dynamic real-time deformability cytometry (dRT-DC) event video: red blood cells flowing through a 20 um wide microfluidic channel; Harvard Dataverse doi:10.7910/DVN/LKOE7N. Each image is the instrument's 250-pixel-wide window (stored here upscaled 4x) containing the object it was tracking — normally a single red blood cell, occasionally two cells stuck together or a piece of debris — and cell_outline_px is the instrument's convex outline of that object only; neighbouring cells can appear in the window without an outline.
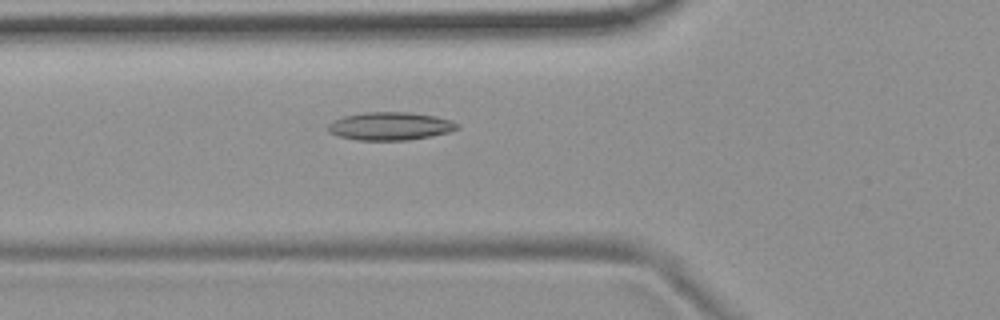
{"species": "common noctule bat (a hibernating species)", "species_latin": "Nyctalus noctula", "temperature_condition": "room temperature", "stored_images_in_passage": 55, "camera_frame_rate_fps": 3000, "um_per_image_px": 0.085, "animal": {"sex": "female", "body_mass_g": 19.9}, "frame": {"image": 1, "passage_image": 20, "time_ms": 6.333, "image_size_px": [1000, 320], "cell_outline_px": [[460, 128], [448, 132], [408, 140], [356, 140], [340, 136], [328, 132], [328, 124], [332, 120], [344, 116], [364, 112], [408, 112], [436, 116], [452, 120], [460, 124]], "centroid_in_image_um": [33.17, 10.71], "position_along_channel_um": 92.6, "area_um2": 21.15}}
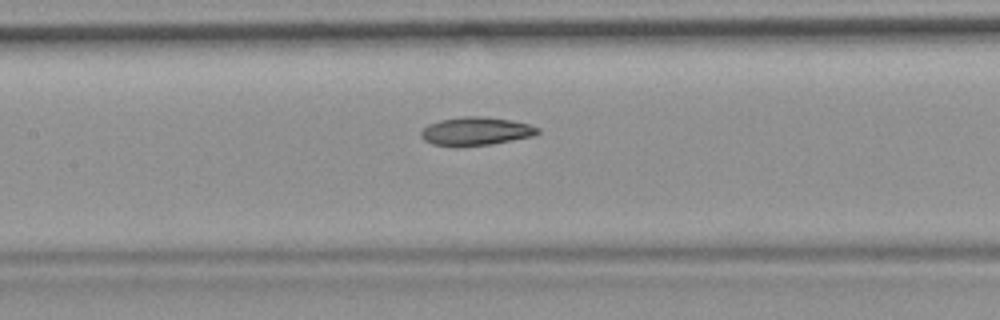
{"frame": {"image": 2, "passage_image": 26, "time_ms": 8.333, "image_size_px": [1000, 320], "cell_outline_px": [[540, 132], [532, 136], [492, 144], [432, 144], [424, 140], [420, 136], [420, 132], [428, 124], [440, 120], [460, 116], [484, 116], [512, 120], [528, 124], [540, 128]], "centroid_in_image_um": [40.47, 11.11], "position_along_channel_um": 166.9, "area_um2": 18.79}}
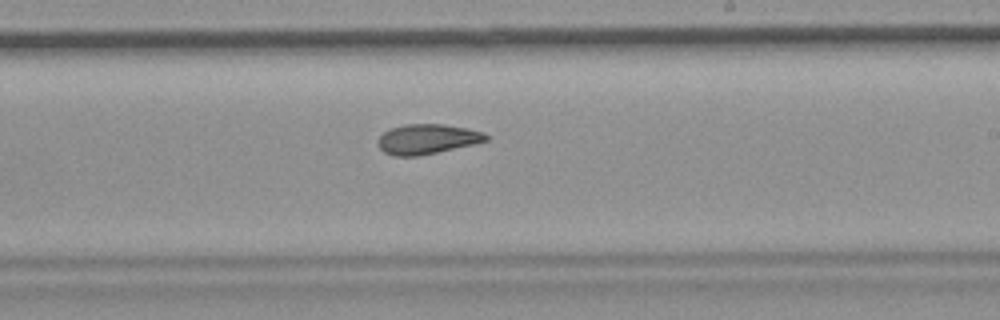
{"frame": {"image": 3, "passage_image": 33, "time_ms": 10.667, "image_size_px": [1000, 320], "cell_outline_px": [[488, 140], [472, 144], [436, 152], [416, 156], [392, 156], [384, 152], [376, 144], [380, 136], [384, 132], [392, 128], [404, 124], [444, 124], [468, 128], [484, 132], [488, 136]], "centroid_in_image_um": [36.29, 11.81], "position_along_channel_um": 252.7, "area_um2": 18.73}, "authors_computed_cell_mechanics": {"area_um2": 20.23, "velocity_mm_per_s": 3.6957, "shape_relaxation_time_tau1_ms": null, "shape_relaxation_time_tau2_ms": 2.4139, "deformation_change_tau1": null, "deformation_change_tau2": 0.0829}}